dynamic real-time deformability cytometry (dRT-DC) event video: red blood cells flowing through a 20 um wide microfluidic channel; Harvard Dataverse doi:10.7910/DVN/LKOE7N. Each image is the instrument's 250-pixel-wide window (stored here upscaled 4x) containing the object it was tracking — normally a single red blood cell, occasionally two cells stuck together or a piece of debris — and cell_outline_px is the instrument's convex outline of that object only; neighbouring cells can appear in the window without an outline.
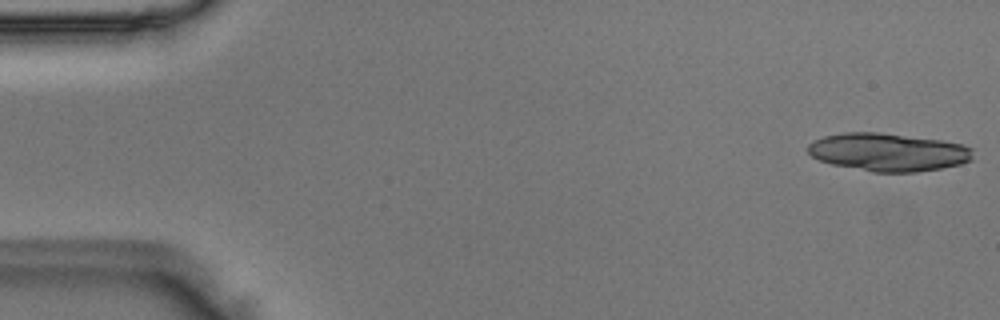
{"species": "Egyptian fruit bat (a non-hibernating species)", "species_latin": "Rousettus aegyptiacus", "temperature_condition": "room temperature", "stored_images_in_passage": 21, "camera_frame_rate_fps": 3000, "um_per_image_px": 0.085, "animal": {"sex": "male"}, "frame": {"image": 1, "passage_image": 1, "time_ms": 0.0, "image_size_px": [1000, 320], "cell_outline_px": [[972, 160], [960, 164], [940, 168], [916, 172], [872, 172], [832, 164], [820, 160], [812, 156], [808, 152], [808, 144], [824, 136], [844, 132], [876, 132], [940, 140], [960, 144], [972, 148]], "centroid_in_image_um": [75.48, 12.93], "position_along_channel_um": 9.5, "area_um2": 36.24}}
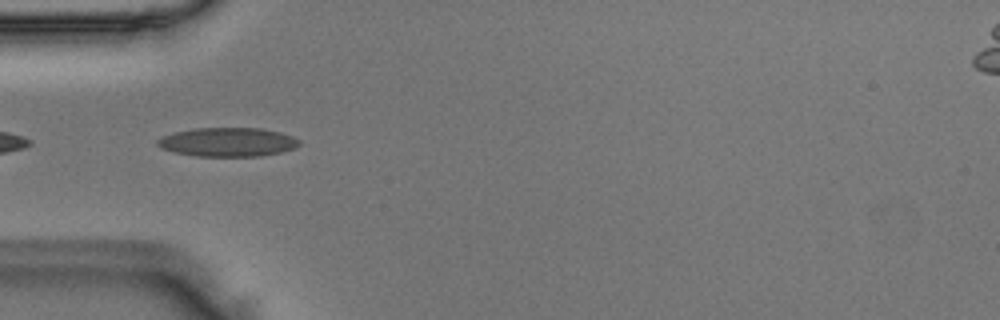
{"frame": {"image": 2, "passage_image": 16, "time_ms": 5.0, "image_size_px": [1000, 320], "cell_outline_px": [[300, 144], [296, 148], [280, 152], [260, 156], [196, 156], [176, 152], [160, 148], [156, 144], [156, 140], [160, 136], [176, 132], [196, 128], [264, 128], [280, 132], [292, 136], [300, 140]], "centroid_in_image_um": [19.36, 12.07], "position_along_channel_um": 65.6, "area_um2": 23.99}}